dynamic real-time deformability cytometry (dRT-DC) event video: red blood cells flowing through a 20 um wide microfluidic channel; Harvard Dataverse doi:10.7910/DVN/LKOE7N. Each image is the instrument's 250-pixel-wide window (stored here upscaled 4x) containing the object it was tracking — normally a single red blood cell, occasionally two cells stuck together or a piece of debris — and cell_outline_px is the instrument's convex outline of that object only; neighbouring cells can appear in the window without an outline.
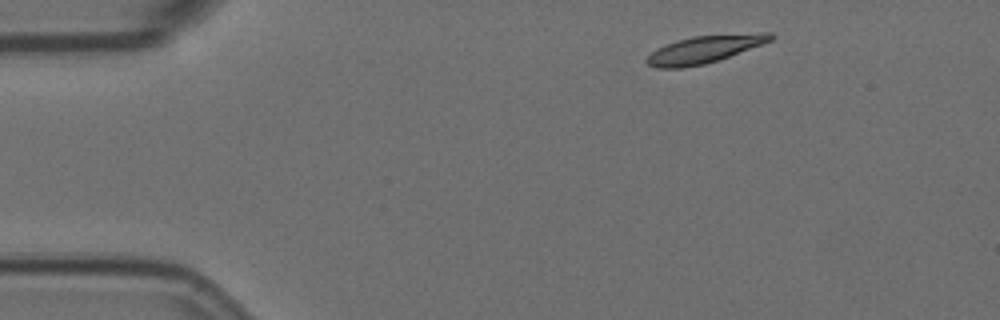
{"species": "Egyptian fruit bat (a non-hibernating species)", "species_latin": "Rousettus aegyptiacus", "temperature_condition": "room temperature", "stored_images_in_passage": 2, "camera_frame_rate_fps": 3000, "um_per_image_px": 0.085, "animal": {"sex": "female"}, "frame": {"image": 1, "passage_image": 1, "time_ms": 0.0, "image_size_px": [1000, 320], "cell_outline_px": [[776, 36], [772, 40], [728, 56], [704, 64], [680, 68], [656, 68], [648, 64], [644, 60], [656, 48], [676, 40], [692, 36], [760, 32], [772, 32]], "centroid_in_image_um": [59.86, 4.17], "position_along_channel_um": 25.1, "area_um2": 19.71}}